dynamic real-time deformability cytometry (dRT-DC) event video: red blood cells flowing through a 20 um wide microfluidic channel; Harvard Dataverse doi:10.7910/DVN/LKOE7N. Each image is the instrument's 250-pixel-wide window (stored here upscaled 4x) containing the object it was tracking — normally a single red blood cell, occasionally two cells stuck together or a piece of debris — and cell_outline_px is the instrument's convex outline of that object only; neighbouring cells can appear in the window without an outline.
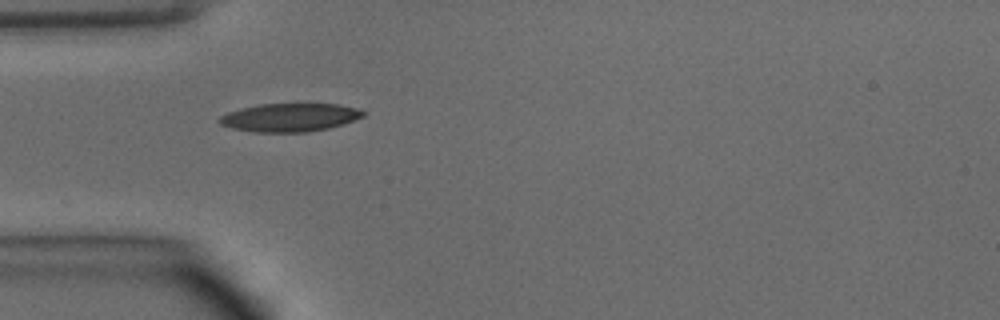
{"species": "common noctule bat (a hibernating species)", "species_latin": "Nyctalus noctula", "temperature_condition": "warm", "stored_images_in_passage": 35, "camera_frame_rate_fps": 3000, "um_per_image_px": 0.085, "animal": {"sex": "male", "body_mass_g": 15.6}, "frame": {"image": 1, "passage_image": 1, "time_ms": 0.0, "image_size_px": [1000, 320], "cell_outline_px": [[368, 112], [364, 116], [344, 124], [328, 128], [308, 132], [252, 132], [232, 128], [220, 124], [216, 120], [220, 116], [228, 112], [240, 108], [260, 104], [340, 104], [356, 108]], "centroid_in_image_um": [24.63, 9.98], "position_along_channel_um": 60.4, "area_um2": 23.87}}
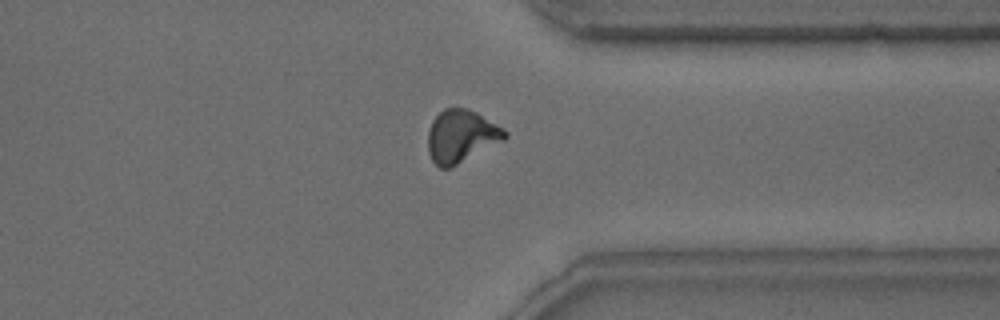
{"frame": {"image": 2, "passage_image": 24, "time_ms": 7.667, "image_size_px": [1000, 320], "cell_outline_px": [[508, 136], [504, 140], [452, 168], [440, 168], [432, 160], [428, 152], [428, 132], [432, 120], [444, 108], [468, 108], [476, 112], [504, 128], [508, 132]], "centroid_in_image_um": [39.21, 11.59], "position_along_channel_um": 372.2, "area_um2": 23.76}}
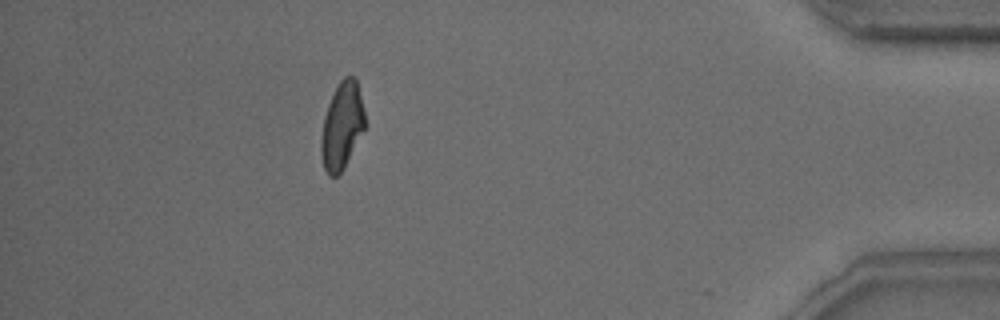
{"frame": {"image": 3, "passage_image": 30, "time_ms": 9.667, "image_size_px": [1000, 320], "cell_outline_px": [[364, 128], [344, 168], [336, 176], [328, 176], [324, 168], [320, 152], [320, 140], [324, 116], [332, 92], [340, 80], [344, 76], [356, 76], [364, 112]], "centroid_in_image_um": [29.04, 10.67], "position_along_channel_um": 406.2, "area_um2": 22.14}, "authors_computed_cell_mechanics": {"area_um2": 22.4842, "velocity_mm_per_s": 4.1191, "shape_relaxation_time_tau1_ms": 4.9708, "shape_relaxation_time_tau2_ms": 2.7669, "deformation_change_tau1": 0.1837, "deformation_change_tau2": 0.0989}}